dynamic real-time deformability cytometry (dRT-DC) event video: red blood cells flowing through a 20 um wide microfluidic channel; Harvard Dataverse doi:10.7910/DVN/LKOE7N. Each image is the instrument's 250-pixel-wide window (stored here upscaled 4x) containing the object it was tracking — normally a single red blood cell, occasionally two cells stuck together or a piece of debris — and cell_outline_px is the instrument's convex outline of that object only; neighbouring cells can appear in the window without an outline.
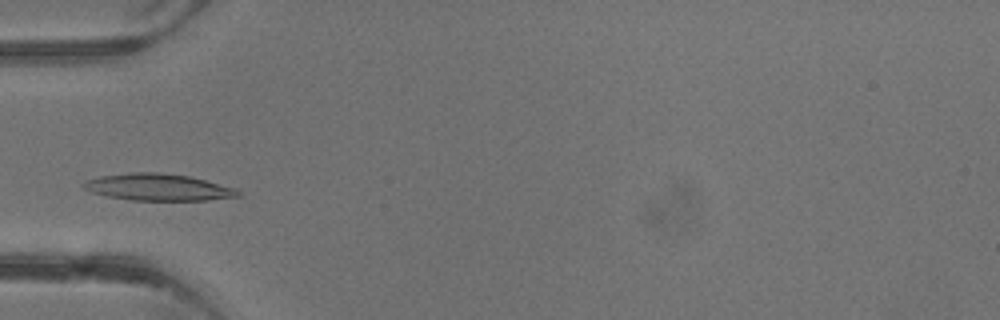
{"species": "common noctule bat (a hibernating species)", "species_latin": "Nyctalus noctula", "temperature_condition": "warm", "stored_images_in_passage": 3, "camera_frame_rate_fps": 3000, "um_per_image_px": 0.085, "animal": {"sex": "male", "body_mass_g": 13.3}, "frame": {"image": 1, "passage_image": 3, "time_ms": 2.333, "image_size_px": [1000, 320], "cell_outline_px": [[244, 196], [208, 200], [132, 200], [108, 196], [92, 192], [80, 188], [80, 184], [88, 180], [100, 176], [132, 172], [156, 172], [188, 176], [236, 188]], "centroid_in_image_um": [13.44, 15.92], "position_along_channel_um": 71.6, "area_um2": 24.1}}